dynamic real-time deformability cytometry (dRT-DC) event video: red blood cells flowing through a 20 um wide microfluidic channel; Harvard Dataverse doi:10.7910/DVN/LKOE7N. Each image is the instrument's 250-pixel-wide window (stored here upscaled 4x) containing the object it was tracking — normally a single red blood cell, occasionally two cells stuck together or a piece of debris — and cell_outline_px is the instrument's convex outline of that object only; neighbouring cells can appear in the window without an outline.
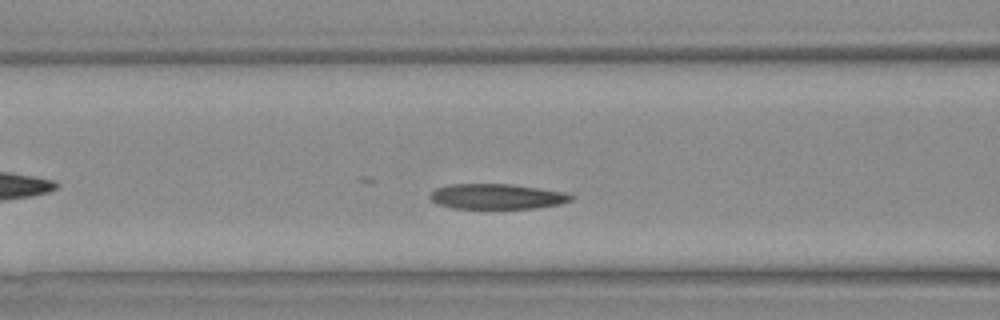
{"species": "Egyptian fruit bat (a non-hibernating species)", "species_latin": "Rousettus aegyptiacus", "temperature_condition": "warm", "stored_images_in_passage": 27, "camera_frame_rate_fps": 3000, "um_per_image_px": 0.085, "animal": {"sex": "female"}, "frame": {"image": 1, "passage_image": 8, "time_ms": 2.333, "image_size_px": [1000, 320], "cell_outline_px": [[572, 200], [560, 204], [536, 208], [452, 208], [436, 204], [428, 196], [436, 188], [452, 184], [512, 184], [540, 188], [564, 192], [572, 196]], "centroid_in_image_um": [42.21, 16.7], "position_along_channel_um": 124.4, "area_um2": 20.69}}